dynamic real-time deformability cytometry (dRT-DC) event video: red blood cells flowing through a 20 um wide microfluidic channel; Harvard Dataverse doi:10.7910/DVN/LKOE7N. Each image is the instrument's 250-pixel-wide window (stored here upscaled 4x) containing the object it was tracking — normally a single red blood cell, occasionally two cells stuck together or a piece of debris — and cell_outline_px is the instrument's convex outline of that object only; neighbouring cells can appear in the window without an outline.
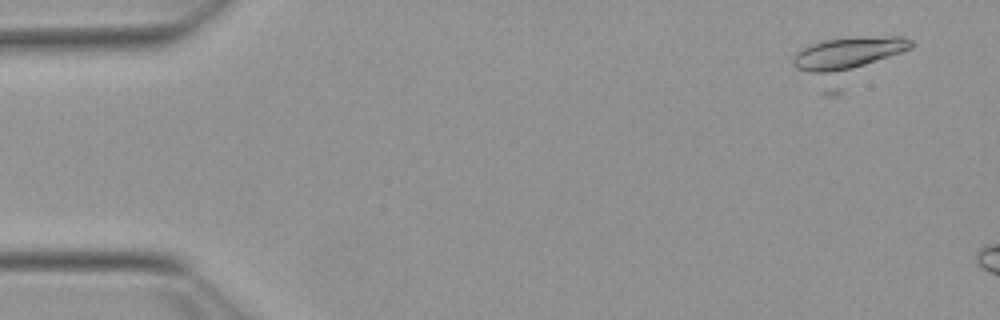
{"species": "Egyptian fruit bat (a non-hibernating species)", "species_latin": "Rousettus aegyptiacus", "temperature_condition": "warm", "stored_images_in_passage": 12, "camera_frame_rate_fps": 3000, "um_per_image_px": 0.085, "animal": {"sex": "female"}, "frame": {"image": 1, "passage_image": 7, "time_ms": 2.0, "image_size_px": [1000, 320], "cell_outline_px": [[912, 48], [840, 96], [824, 96], [792, 64], [792, 56], [796, 52], [812, 44], [824, 40], [852, 36], [900, 36], [912, 40]], "centroid_in_image_um": [72.02, 5.17], "position_along_channel_um": 13.0, "area_um2": 32.83}}